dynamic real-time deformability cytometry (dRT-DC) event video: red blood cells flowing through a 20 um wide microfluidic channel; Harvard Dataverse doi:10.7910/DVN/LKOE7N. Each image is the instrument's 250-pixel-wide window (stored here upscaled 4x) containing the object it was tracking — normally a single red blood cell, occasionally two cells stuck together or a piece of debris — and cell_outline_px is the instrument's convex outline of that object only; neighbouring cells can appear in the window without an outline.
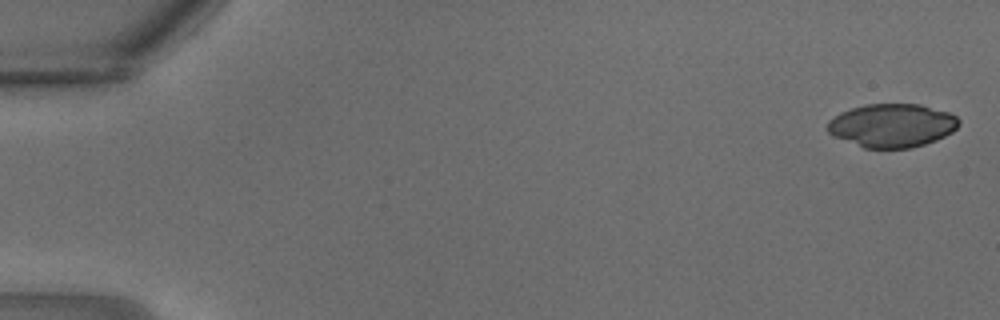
{"species": "common noctule bat (a hibernating species)", "species_latin": "Nyctalus noctula", "temperature_condition": "warm", "stored_images_in_passage": 12, "camera_frame_rate_fps": 3000, "um_per_image_px": 0.085, "animal": {"sex": "male", "body_mass_g": 18.8}, "frame": {"image": 1, "passage_image": 1, "time_ms": 0.0, "image_size_px": [1000, 320], "cell_outline_px": [[960, 124], [952, 132], [936, 140], [912, 148], [864, 148], [832, 136], [828, 132], [828, 120], [840, 112], [864, 104], [920, 104], [948, 112], [956, 116], [960, 120]], "centroid_in_image_um": [75.81, 10.66], "position_along_channel_um": 9.2, "area_um2": 33.41}}